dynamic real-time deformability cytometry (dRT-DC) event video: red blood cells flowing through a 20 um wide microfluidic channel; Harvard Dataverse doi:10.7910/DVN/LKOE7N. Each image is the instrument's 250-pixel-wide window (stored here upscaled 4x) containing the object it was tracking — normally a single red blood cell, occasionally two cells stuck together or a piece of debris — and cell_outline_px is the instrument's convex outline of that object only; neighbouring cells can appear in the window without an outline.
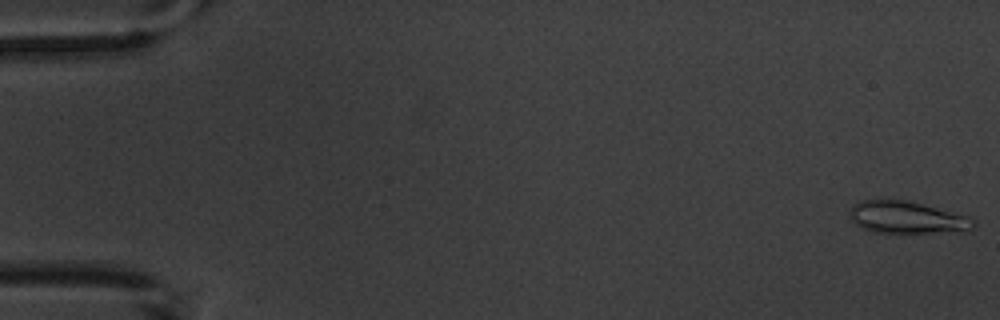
{"species": "common noctule bat (a hibernating species)", "species_latin": "Nyctalus noctula", "temperature_condition": "warm", "stored_images_in_passage": 6, "camera_frame_rate_fps": 3000, "um_per_image_px": 0.085, "animal": {"sex": "male", "body_mass_g": 20.1, "forearm_length_mm": 53.5}, "frame": {"image": 1, "passage_image": 1, "time_ms": 0.0, "image_size_px": [1000, 320], "cell_outline_px": [[976, 224], [968, 232], [872, 232], [856, 224], [852, 220], [848, 212], [860, 200], [880, 196], [904, 200], [968, 216], [976, 220]], "centroid_in_image_um": [77.07, 18.45], "position_along_channel_um": 7.9, "area_um2": 23.52}}